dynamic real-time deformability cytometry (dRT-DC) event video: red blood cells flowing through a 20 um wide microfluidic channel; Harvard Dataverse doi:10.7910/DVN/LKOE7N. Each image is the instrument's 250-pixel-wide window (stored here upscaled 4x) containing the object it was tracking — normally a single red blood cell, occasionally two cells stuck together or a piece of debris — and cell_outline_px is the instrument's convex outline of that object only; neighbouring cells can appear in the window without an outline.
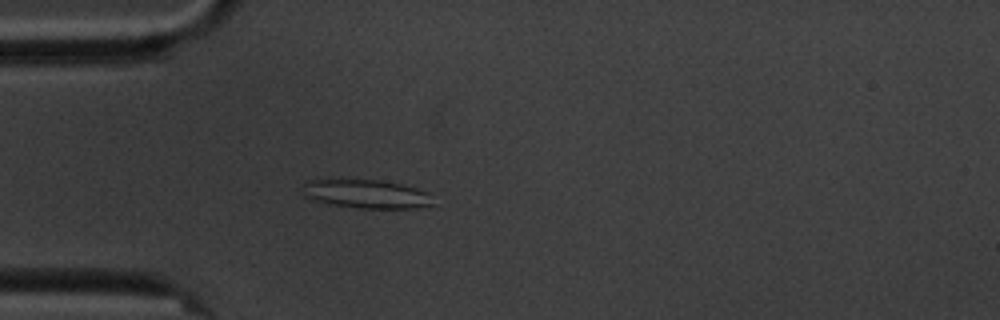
{"species": "common noctule bat (a hibernating species)", "species_latin": "Nyctalus noctula", "temperature_condition": "cold", "stored_images_in_passage": 5, "camera_frame_rate_fps": 3000, "um_per_image_px": 0.085, "animal": {"sex": "male", "body_mass_g": 20.1, "forearm_length_mm": 53.5}, "frame": {"image": 1, "passage_image": 5, "time_ms": 4.667, "image_size_px": [1000, 320], "cell_outline_px": [[432, 204], [416, 208], [360, 208], [328, 204], [304, 196], [300, 192], [300, 184], [308, 180], [328, 176], [380, 180], [400, 184], [416, 188], [428, 192]], "centroid_in_image_um": [30.94, 16.42], "position_along_channel_um": 54.1, "area_um2": 22.77}}